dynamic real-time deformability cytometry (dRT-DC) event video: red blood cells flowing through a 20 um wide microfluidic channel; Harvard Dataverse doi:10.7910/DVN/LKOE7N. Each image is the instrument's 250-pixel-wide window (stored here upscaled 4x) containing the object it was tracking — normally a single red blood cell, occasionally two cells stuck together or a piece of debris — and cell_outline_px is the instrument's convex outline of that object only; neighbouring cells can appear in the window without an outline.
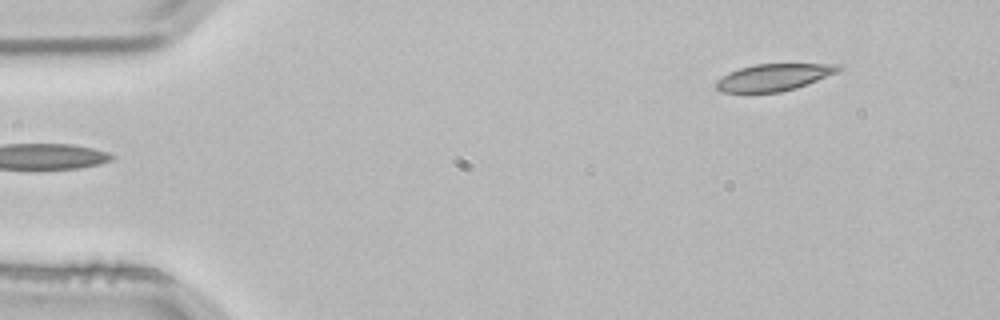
{"species": "common noctule bat (a hibernating species)", "species_latin": "Nyctalus noctula", "temperature_condition": "room temperature", "stored_images_in_passage": 2, "camera_frame_rate_fps": 3000, "um_per_image_px": 0.085, "animal": {"sex": "male", "body_mass_g": 21.5, "forearm_length_mm": 52.0}, "frame": {"image": 1, "passage_image": 2, "time_ms": 0.333, "image_size_px": [1000, 320], "cell_outline_px": [[844, 68], [836, 72], [796, 88], [780, 92], [720, 92], [716, 88], [716, 80], [728, 72], [740, 68], [756, 64], [844, 64]], "centroid_in_image_um": [65.76, 6.56], "position_along_channel_um": 19.2, "area_um2": 19.07}}